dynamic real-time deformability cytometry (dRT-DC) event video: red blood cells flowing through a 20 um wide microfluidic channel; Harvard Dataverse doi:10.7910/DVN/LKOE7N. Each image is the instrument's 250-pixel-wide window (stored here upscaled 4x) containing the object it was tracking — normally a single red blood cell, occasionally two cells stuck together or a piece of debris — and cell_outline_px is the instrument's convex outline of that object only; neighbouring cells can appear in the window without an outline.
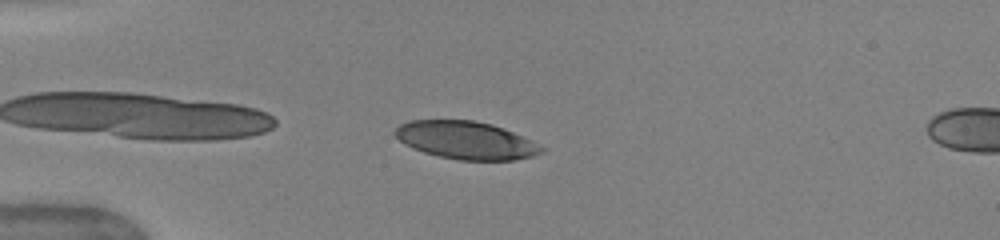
{"species": "human", "species_latin": "Homo sapiens", "temperature_condition": "warm", "stored_images_in_passage": 40, "camera_frame_rate_fps": 3000, "um_per_image_px": 0.085, "donor": {"sex": "female"}, "frame": {"image": 1, "passage_image": 3, "time_ms": 0.667, "image_size_px": [1000, 240], "cell_outline_px": [[548, 148], [544, 152], [532, 156], [516, 160], [460, 160], [440, 156], [424, 152], [412, 148], [404, 144], [392, 132], [400, 124], [412, 120], [476, 120], [492, 124], [504, 128], [532, 140]], "centroid_in_image_um": [39.65, 11.92], "position_along_channel_um": 45.3, "area_um2": 32.48}}
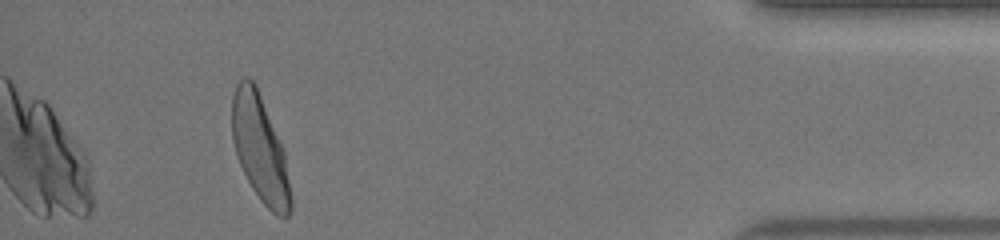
{"frame": {"image": 2, "passage_image": 36, "time_ms": 11.667, "image_size_px": [1000, 240], "cell_outline_px": [[292, 208], [288, 216], [276, 216], [260, 200], [252, 188], [240, 164], [232, 140], [232, 96], [236, 84], [244, 76], [248, 76], [256, 84], [284, 148], [292, 196]], "centroid_in_image_um": [22.12, 12.62], "position_along_channel_um": 413.1, "area_um2": 36.7}, "authors_computed_cell_mechanics": {"area_um2": 35.3158, "velocity_mm_per_s": 4.0424, "shape_relaxation_time_tau1_ms": 2.8882, "shape_relaxation_time_tau2_ms": null, "deformation_change_tau1": 0.1565, "deformation_change_tau2": null}}